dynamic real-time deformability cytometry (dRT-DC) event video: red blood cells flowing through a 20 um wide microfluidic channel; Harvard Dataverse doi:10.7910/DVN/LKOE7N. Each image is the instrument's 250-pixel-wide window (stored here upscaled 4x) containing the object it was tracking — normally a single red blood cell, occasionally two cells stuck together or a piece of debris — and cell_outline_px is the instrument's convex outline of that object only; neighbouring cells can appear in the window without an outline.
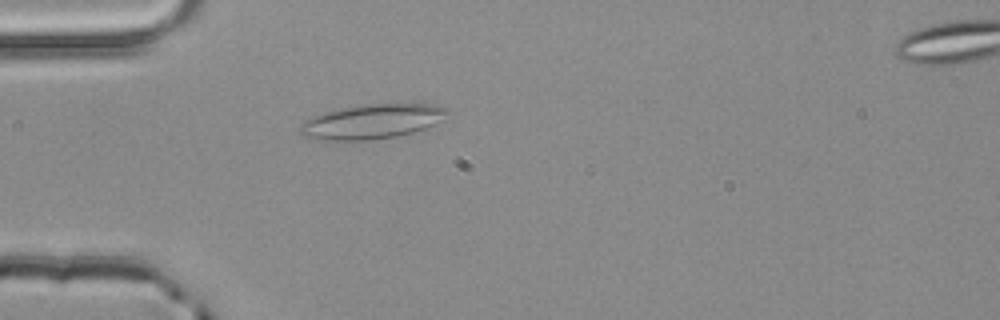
{"species": "common noctule bat (a hibernating species)", "species_latin": "Nyctalus noctula", "temperature_condition": "room temperature", "stored_images_in_passage": 4, "camera_frame_rate_fps": 3000, "um_per_image_px": 0.085, "animal": {"sex": "male", "body_mass_g": 20.4}, "frame": {"image": 1, "passage_image": 4, "time_ms": 1.0, "image_size_px": [1000, 320], "cell_outline_px": [[448, 112], [432, 124], [424, 128], [412, 132], [396, 136], [372, 140], [316, 140], [300, 136], [296, 128], [304, 120], [324, 112], [360, 104], [436, 104], [448, 108]], "centroid_in_image_um": [31.49, 10.34], "position_along_channel_um": 53.5, "area_um2": 29.71}}